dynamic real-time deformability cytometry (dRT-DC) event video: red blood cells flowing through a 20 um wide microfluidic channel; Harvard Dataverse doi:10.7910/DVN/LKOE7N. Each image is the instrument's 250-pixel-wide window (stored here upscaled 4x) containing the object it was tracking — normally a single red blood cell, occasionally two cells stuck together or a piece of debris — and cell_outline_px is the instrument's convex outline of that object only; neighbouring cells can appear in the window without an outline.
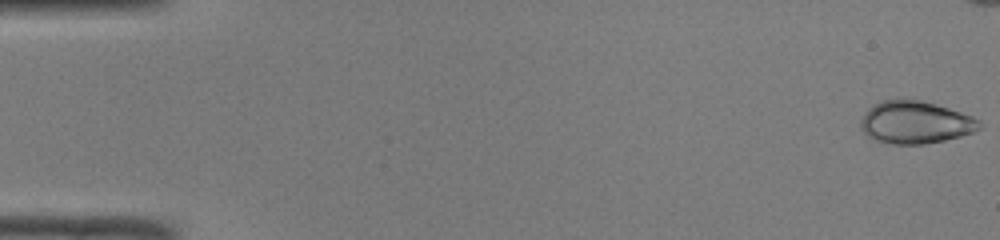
{"species": "common noctule bat (a hibernating species)", "species_latin": "Nyctalus noctula", "temperature_condition": "room temperature", "stored_images_in_passage": 41, "camera_frame_rate_fps": 3000, "um_per_image_px": 0.085, "animal": {"sex": "male", "body_mass_g": 19.0, "forearm_length_mm": 50.8}, "frame": {"image": 1, "passage_image": 1, "time_ms": 0.0, "image_size_px": [1000, 240], "cell_outline_px": [[984, 124], [980, 128], [972, 132], [960, 136], [944, 140], [924, 144], [892, 144], [876, 140], [868, 136], [860, 128], [860, 120], [868, 108], [872, 104], [884, 100], [900, 96], [920, 100], [936, 104], [972, 116], [980, 120]], "centroid_in_image_um": [77.78, 10.37], "position_along_channel_um": 7.2, "area_um2": 29.82}}
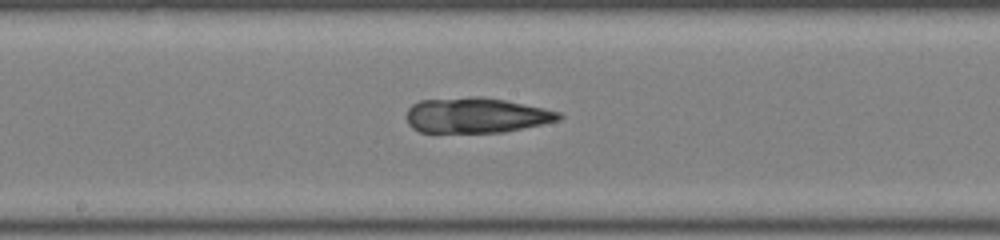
{"frame": {"image": 2, "passage_image": 27, "time_ms": 8.667, "image_size_px": [1000, 240], "cell_outline_px": [[564, 116], [560, 120], [504, 132], [420, 132], [412, 128], [408, 124], [408, 108], [412, 104], [420, 100], [468, 96], [480, 96], [504, 100], [544, 108], [560, 112]], "centroid_in_image_um": [40.47, 9.79], "position_along_channel_um": 207.7, "area_um2": 31.33}}
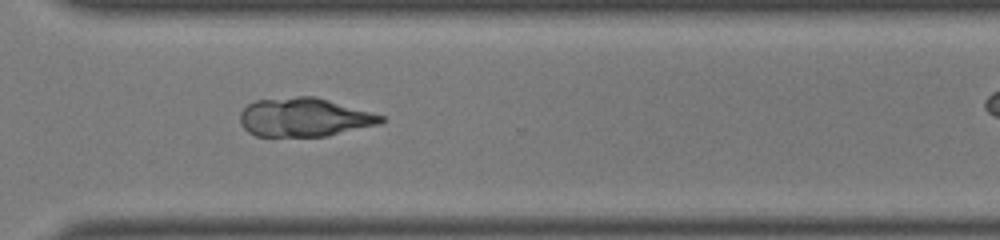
{"frame": {"image": 3, "passage_image": 37, "time_ms": 12.0, "image_size_px": [1000, 240], "cell_outline_px": [[388, 120], [380, 124], [328, 136], [256, 136], [248, 132], [240, 124], [240, 112], [248, 104], [256, 100], [296, 96], [316, 96], [384, 116]], "centroid_in_image_um": [25.87, 9.97], "position_along_channel_um": 344.7, "area_um2": 31.96}}